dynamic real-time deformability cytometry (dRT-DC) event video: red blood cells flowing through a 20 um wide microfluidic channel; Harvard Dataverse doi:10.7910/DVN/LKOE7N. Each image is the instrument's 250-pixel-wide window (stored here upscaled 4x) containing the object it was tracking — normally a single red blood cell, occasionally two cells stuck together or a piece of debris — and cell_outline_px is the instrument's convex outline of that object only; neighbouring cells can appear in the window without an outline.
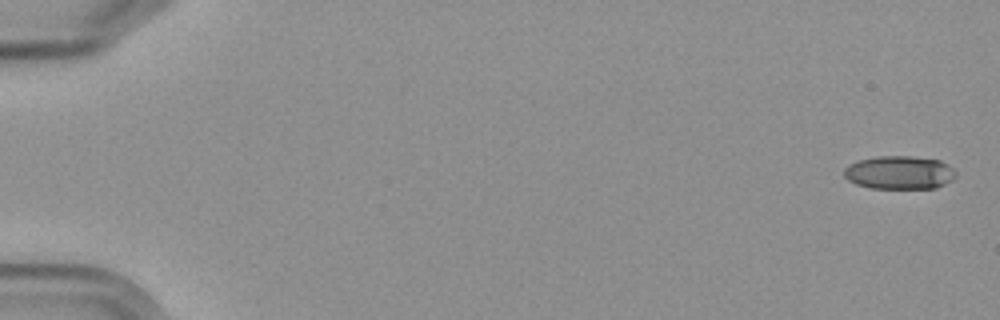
{"species": "Egyptian fruit bat (a non-hibernating species)", "species_latin": "Rousettus aegyptiacus", "temperature_condition": "cold", "stored_images_in_passage": 6, "camera_frame_rate_fps": 3000, "um_per_image_px": 0.085, "frame": {"image": 1, "passage_image": 1, "time_ms": 0.0, "image_size_px": [1000, 320], "cell_outline_px": [[956, 176], [952, 180], [936, 188], [872, 188], [856, 184], [848, 180], [844, 176], [844, 168], [848, 164], [860, 160], [876, 156], [912, 156], [940, 160], [948, 164], [956, 172]], "centroid_in_image_um": [76.45, 14.66], "position_along_channel_um": 8.5, "area_um2": 21.79}}
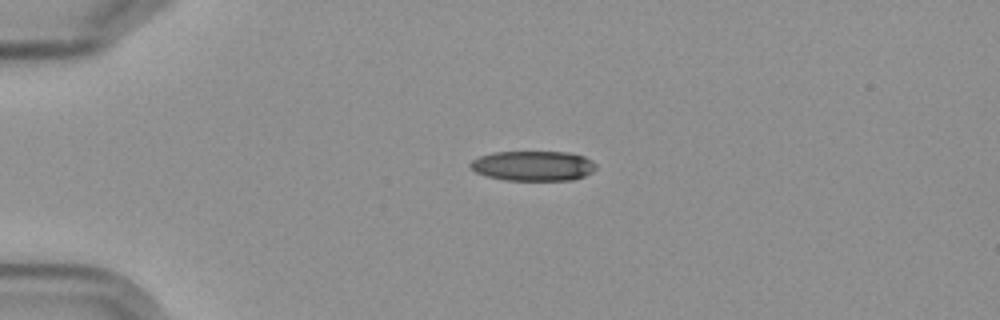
{"frame": {"image": 2, "passage_image": 5, "time_ms": 4.333, "image_size_px": [1000, 320], "cell_outline_px": [[596, 168], [592, 172], [584, 176], [572, 180], [504, 180], [488, 176], [476, 172], [468, 164], [472, 160], [480, 156], [496, 152], [568, 152], [584, 156], [592, 160], [596, 164]], "centroid_in_image_um": [45.34, 14.09], "position_along_channel_um": 39.7, "area_um2": 21.91}}